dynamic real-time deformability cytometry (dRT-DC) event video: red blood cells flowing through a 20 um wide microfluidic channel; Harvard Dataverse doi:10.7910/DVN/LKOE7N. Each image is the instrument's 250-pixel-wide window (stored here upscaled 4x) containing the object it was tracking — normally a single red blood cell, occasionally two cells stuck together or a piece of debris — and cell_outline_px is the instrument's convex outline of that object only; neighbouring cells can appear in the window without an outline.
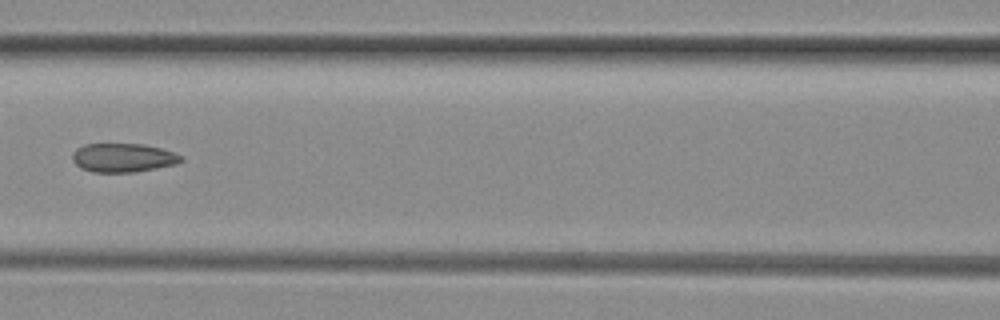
{"species": "common noctule bat (a hibernating species)", "species_latin": "Nyctalus noctula", "temperature_condition": "room temperature", "stored_images_in_passage": 5, "camera_frame_rate_fps": 3000, "um_per_image_px": 0.085, "animal": {"sex": "female", "body_mass_g": 29.2, "forearm_length_mm": 56.3}, "frame": {"image": 1, "passage_image": 4, "time_ms": 1.0, "image_size_px": [1000, 320], "cell_outline_px": [[184, 160], [176, 164], [136, 172], [92, 172], [80, 168], [72, 160], [72, 156], [76, 148], [84, 144], [144, 144], [160, 148], [184, 156]], "centroid_in_image_um": [10.46, 13.41], "position_along_channel_um": 156.1, "area_um2": 18.32}}
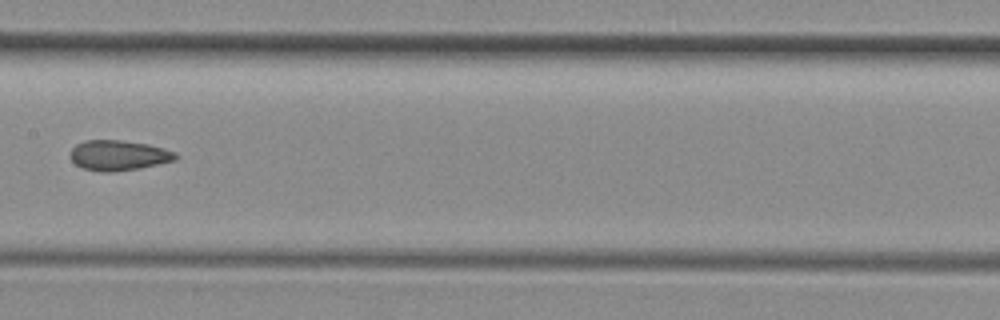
{"frame": {"image": 2, "passage_image": 5, "time_ms": 1.333, "image_size_px": [1000, 320], "cell_outline_px": [[180, 156], [176, 160], [140, 168], [112, 172], [100, 172], [84, 168], [76, 164], [68, 156], [72, 148], [76, 144], [84, 140], [120, 140], [148, 144], [164, 148], [176, 152]], "centroid_in_image_um": [10.09, 13.2], "position_along_channel_um": 197.3, "area_um2": 18.73}}